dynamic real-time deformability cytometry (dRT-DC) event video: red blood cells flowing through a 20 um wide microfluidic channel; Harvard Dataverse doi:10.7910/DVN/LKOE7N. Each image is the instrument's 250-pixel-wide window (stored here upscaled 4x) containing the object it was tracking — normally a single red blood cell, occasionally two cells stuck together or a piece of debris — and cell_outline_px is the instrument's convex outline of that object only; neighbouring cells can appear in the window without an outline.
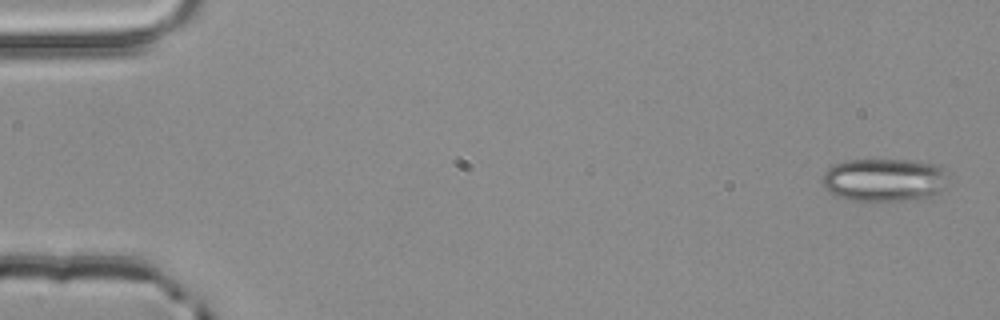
{"species": "common noctule bat (a hibernating species)", "species_latin": "Nyctalus noctula", "temperature_condition": "room temperature", "stored_images_in_passage": 3, "camera_frame_rate_fps": 3000, "um_per_image_px": 0.085, "animal": {"sex": "male", "body_mass_g": 20.4}, "frame": {"image": 1, "passage_image": 1, "time_ms": 0.0, "image_size_px": [1000, 320], "cell_outline_px": [[952, 172], [944, 188], [932, 196], [916, 200], [852, 200], [836, 196], [820, 180], [824, 172], [832, 164], [844, 160], [904, 160], [940, 164]], "centroid_in_image_um": [75.25, 15.27], "position_along_channel_um": 9.8, "area_um2": 32.14}}